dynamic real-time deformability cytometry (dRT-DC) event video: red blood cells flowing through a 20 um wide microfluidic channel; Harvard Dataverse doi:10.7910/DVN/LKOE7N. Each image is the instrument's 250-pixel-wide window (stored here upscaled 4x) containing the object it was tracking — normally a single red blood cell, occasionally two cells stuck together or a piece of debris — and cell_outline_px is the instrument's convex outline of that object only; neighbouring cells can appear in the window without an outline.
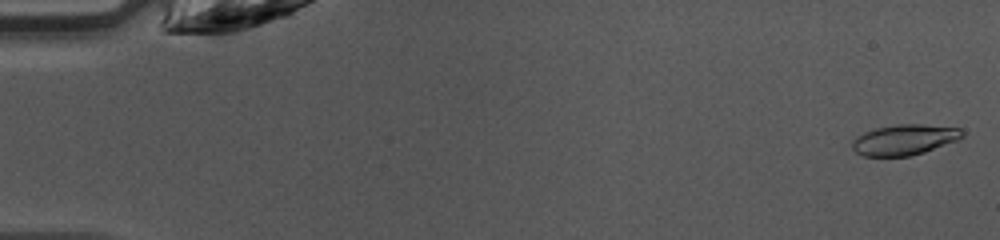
{"species": "common noctule bat (a hibernating species)", "species_latin": "Nyctalus noctula", "temperature_condition": "warm", "stored_images_in_passage": 46, "camera_frame_rate_fps": 3000, "um_per_image_px": 0.085, "animal": {"sex": "female", "body_mass_g": 10.0, "forearm_length_mm": 53.1}, "frame": {"image": 1, "passage_image": 1, "time_ms": 0.0, "image_size_px": [1000, 240], "cell_outline_px": [[964, 136], [960, 140], [924, 152], [908, 156], [864, 156], [856, 152], [852, 148], [852, 140], [856, 136], [864, 132], [876, 128], [900, 124], [920, 124], [960, 128], [964, 132]], "centroid_in_image_um": [76.89, 11.88], "position_along_channel_um": 8.1, "area_um2": 19.65}}
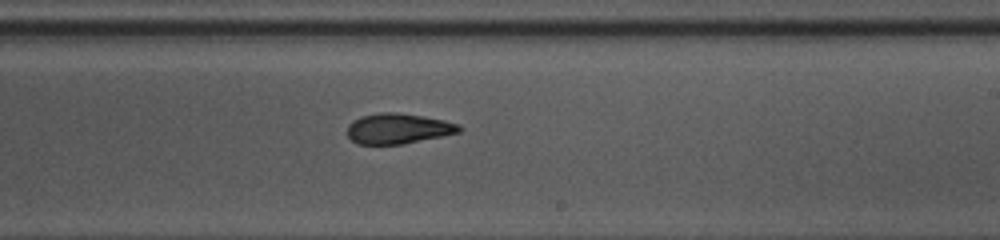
{"frame": {"image": 2, "passage_image": 28, "time_ms": 9.0, "image_size_px": [1000, 240], "cell_outline_px": [[464, 128], [460, 132], [444, 136], [404, 144], [356, 144], [348, 136], [348, 124], [352, 120], [360, 116], [380, 112], [396, 112], [424, 116], [444, 120], [460, 124]], "centroid_in_image_um": [33.87, 10.92], "position_along_channel_um": 255.1, "area_um2": 20.11}}
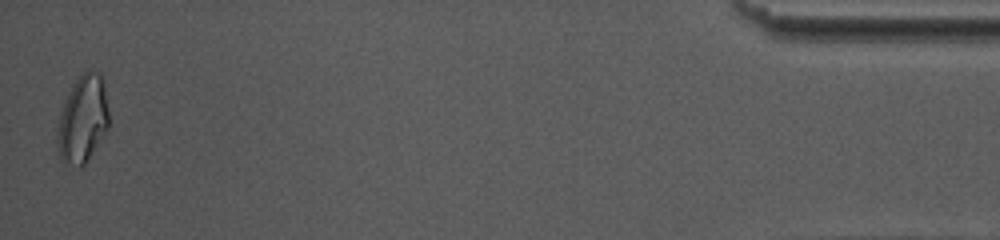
{"frame": {"image": 3, "passage_image": 46, "time_ms": 15.0, "image_size_px": [1000, 240], "cell_outline_px": [[108, 128], [104, 136], [84, 164], [80, 168], [68, 164], [60, 160], [56, 144], [56, 136], [60, 112], [72, 84], [80, 72], [100, 72], [104, 80], [108, 108]], "centroid_in_image_um": [7.02, 10.13], "position_along_channel_um": 428.2, "area_um2": 26.53}, "authors_computed_cell_mechanics": {"area_um2": 20.3167, "velocity_mm_per_s": 4.2727, "shape_relaxation_time_tau1_ms": 3.2731, "shape_relaxation_time_tau2_ms": 3.9066, "deformation_change_tau1": 0.1487, "deformation_change_tau2": 0.1197}}